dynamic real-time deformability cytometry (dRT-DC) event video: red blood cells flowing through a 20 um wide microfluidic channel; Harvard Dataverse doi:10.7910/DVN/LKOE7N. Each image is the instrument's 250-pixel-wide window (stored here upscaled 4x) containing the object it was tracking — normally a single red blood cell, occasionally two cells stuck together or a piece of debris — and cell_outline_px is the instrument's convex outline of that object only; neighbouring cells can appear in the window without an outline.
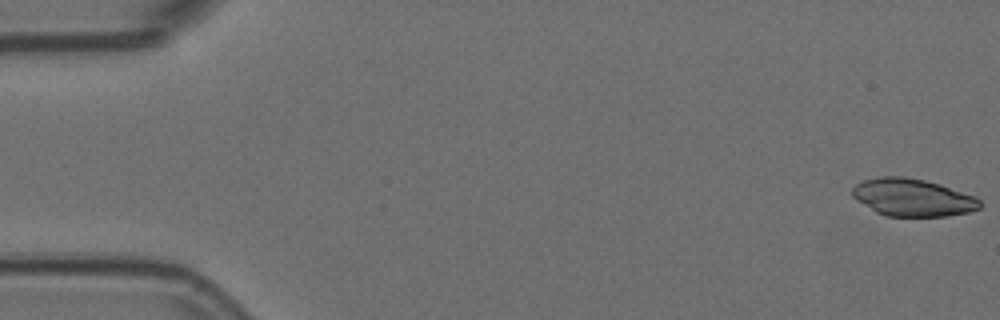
{"species": "Egyptian fruit bat (a non-hibernating species)", "species_latin": "Rousettus aegyptiacus", "temperature_condition": "room temperature", "stored_images_in_passage": 57, "camera_frame_rate_fps": 3000, "um_per_image_px": 0.085, "animal": {"sex": "female"}, "frame": {"image": 1, "passage_image": 1, "time_ms": 0.0, "image_size_px": [1000, 320], "cell_outline_px": [[980, 208], [968, 212], [948, 216], [884, 216], [876, 212], [856, 200], [852, 196], [852, 188], [856, 184], [864, 180], [880, 176], [904, 176], [924, 180], [940, 184], [976, 196], [980, 200]], "centroid_in_image_um": [77.56, 16.78], "position_along_channel_um": 7.4, "area_um2": 27.98}}
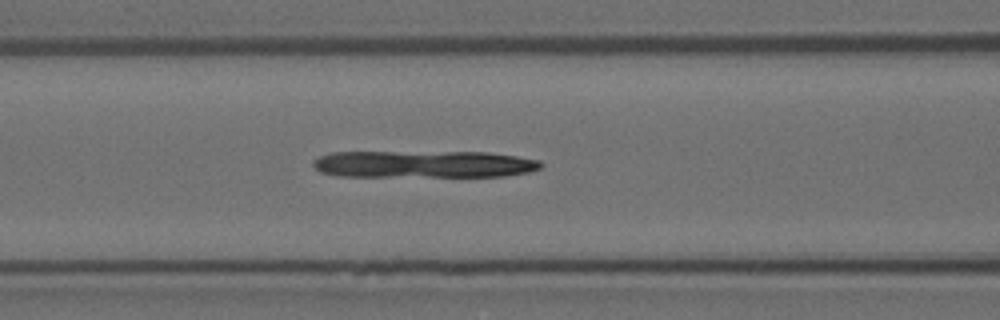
{"frame": {"image": 2, "passage_image": 23, "time_ms": 7.333, "image_size_px": [1000, 320], "cell_outline_px": [[544, 164], [540, 168], [528, 172], [504, 176], [336, 176], [320, 172], [312, 164], [312, 160], [320, 156], [332, 152], [488, 152], [516, 156], [540, 160]], "centroid_in_image_um": [36.01, 13.95], "position_along_channel_um": 130.6, "area_um2": 36.13}}
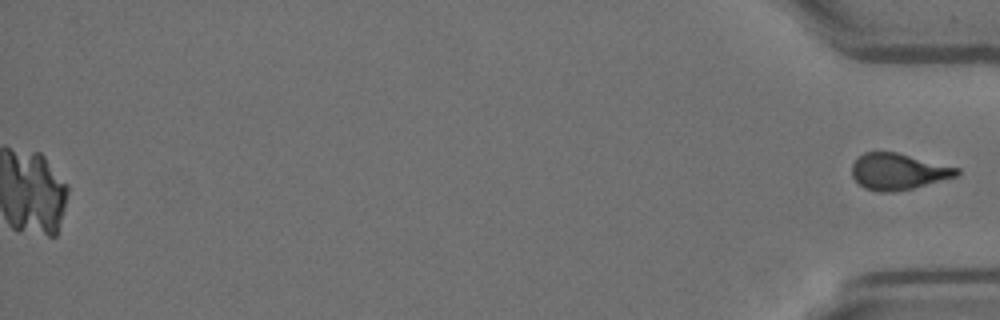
{"frame": {"image": 3, "passage_image": 57, "time_ms": 18.667, "image_size_px": [1000, 320], "cell_outline_px": [[960, 172], [956, 176], [912, 188], [892, 192], [880, 192], [864, 188], [852, 176], [852, 164], [864, 152], [896, 152], [960, 168]], "centroid_in_image_um": [76.34, 14.58], "position_along_channel_um": 358.9, "area_um2": 21.91}}